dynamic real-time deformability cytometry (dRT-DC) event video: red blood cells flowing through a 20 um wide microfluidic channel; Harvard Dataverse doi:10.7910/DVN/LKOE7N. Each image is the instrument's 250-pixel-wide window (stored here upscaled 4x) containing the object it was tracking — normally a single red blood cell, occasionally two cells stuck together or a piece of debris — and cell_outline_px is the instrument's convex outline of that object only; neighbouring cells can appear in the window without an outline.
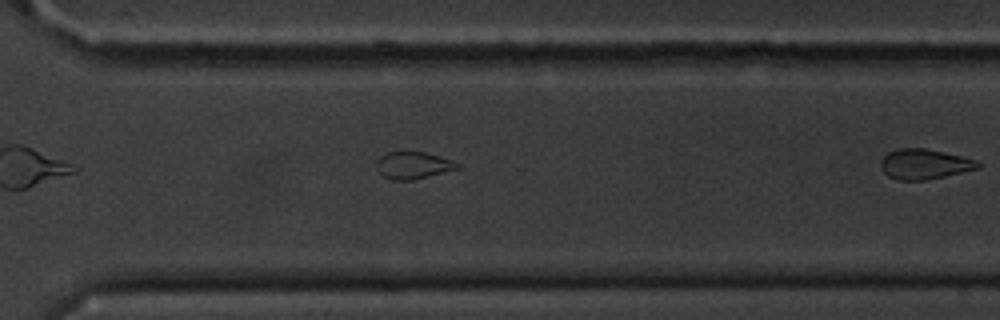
{"species": "common noctule bat (a hibernating species)", "species_latin": "Nyctalus noctula", "temperature_condition": "cold", "stored_images_in_passage": 26, "camera_frame_rate_fps": 3000, "um_per_image_px": 0.085, "animal": {"sex": "male", "body_mass_g": 20.1, "forearm_length_mm": 53.5}, "frame": {"image": 1, "passage_image": 22, "time_ms": 7.0, "image_size_px": [1000, 320], "cell_outline_px": [[460, 168], [412, 180], [392, 180], [384, 176], [376, 168], [376, 160], [380, 156], [388, 152], [424, 152], [452, 160], [460, 164]], "centroid_in_image_um": [35.1, 14.05], "position_along_channel_um": 335.5, "area_um2": 12.66}}